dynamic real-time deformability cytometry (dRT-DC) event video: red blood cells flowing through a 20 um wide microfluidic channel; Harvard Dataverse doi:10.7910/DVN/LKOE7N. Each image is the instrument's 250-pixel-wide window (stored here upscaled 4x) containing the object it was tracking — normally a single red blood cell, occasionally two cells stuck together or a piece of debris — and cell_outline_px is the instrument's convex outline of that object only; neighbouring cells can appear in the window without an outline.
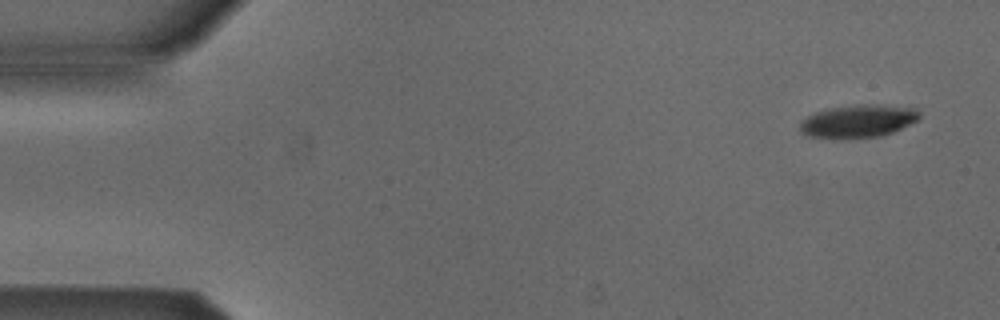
{"species": "Egyptian fruit bat (a non-hibernating species)", "species_latin": "Rousettus aegyptiacus", "temperature_condition": "cold", "stored_images_in_passage": 6, "camera_frame_rate_fps": 3000, "um_per_image_px": 0.085, "animal": {"sex": "male"}, "frame": {"image": 1, "passage_image": 1, "time_ms": 0.0, "image_size_px": [1000, 320], "cell_outline_px": [[920, 116], [916, 120], [892, 132], [880, 136], [808, 136], [800, 128], [800, 124], [808, 116], [816, 112], [828, 108], [856, 104], [872, 104], [916, 108], [920, 112]], "centroid_in_image_um": [72.99, 10.24], "position_along_channel_um": 12.0, "area_um2": 21.85}}
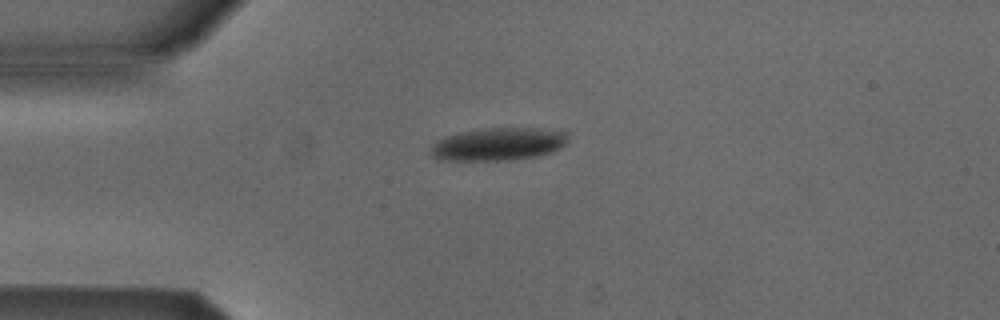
{"frame": {"image": 2, "passage_image": 4, "time_ms": 1.0, "image_size_px": [1000, 320], "cell_outline_px": [[568, 140], [564, 144], [552, 152], [536, 156], [512, 160], [440, 160], [432, 156], [432, 148], [436, 140], [460, 132], [484, 128], [536, 128], [564, 132]], "centroid_in_image_um": [42.34, 12.25], "position_along_channel_um": 42.7, "area_um2": 25.89}}
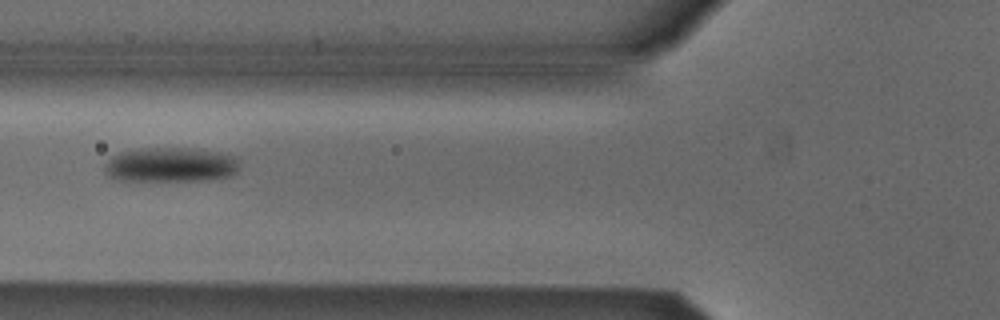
{"frame": {"image": 3, "passage_image": 6, "time_ms": 1.667, "image_size_px": [1000, 320], "cell_outline_px": [[240, 164], [236, 172], [232, 176], [200, 180], [120, 180], [108, 176], [104, 168], [108, 160], [112, 156], [120, 152], [140, 148], [196, 148], [220, 152], [240, 156]], "centroid_in_image_um": [14.57, 13.98], "position_along_channel_um": 111.2, "area_um2": 27.46}}